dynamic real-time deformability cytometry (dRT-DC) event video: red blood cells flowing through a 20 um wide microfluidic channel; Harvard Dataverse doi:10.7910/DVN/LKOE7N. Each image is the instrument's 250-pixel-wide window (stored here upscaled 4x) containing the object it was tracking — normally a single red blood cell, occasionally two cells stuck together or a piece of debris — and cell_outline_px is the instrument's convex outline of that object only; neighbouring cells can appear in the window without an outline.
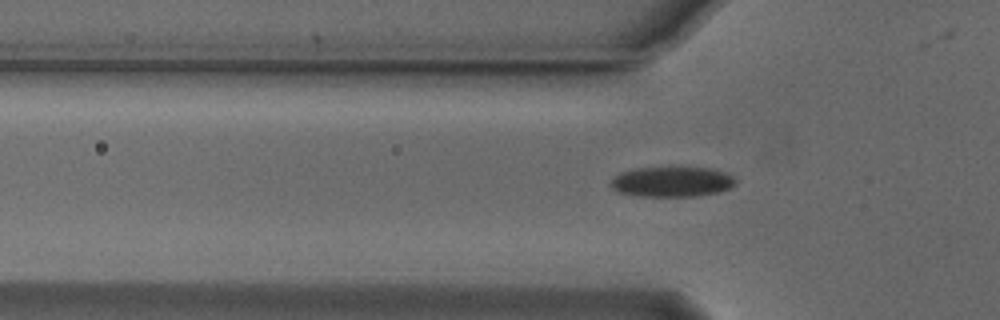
{"species": "Egyptian fruit bat (a non-hibernating species)", "species_latin": "Rousettus aegyptiacus", "temperature_condition": "cold", "stored_images_in_passage": 2, "camera_frame_rate_fps": 3000, "um_per_image_px": 0.085, "animal": {"sex": "male"}, "frame": {"image": 1, "passage_image": 2, "time_ms": 0.333, "image_size_px": [1000, 320], "cell_outline_px": [[736, 184], [732, 188], [720, 192], [696, 196], [632, 196], [616, 192], [608, 184], [620, 172], [632, 168], [672, 164], [680, 164], [712, 168], [724, 172], [732, 176], [736, 180]], "centroid_in_image_um": [57.1, 15.39], "position_along_channel_um": 68.7, "area_um2": 23.47}}